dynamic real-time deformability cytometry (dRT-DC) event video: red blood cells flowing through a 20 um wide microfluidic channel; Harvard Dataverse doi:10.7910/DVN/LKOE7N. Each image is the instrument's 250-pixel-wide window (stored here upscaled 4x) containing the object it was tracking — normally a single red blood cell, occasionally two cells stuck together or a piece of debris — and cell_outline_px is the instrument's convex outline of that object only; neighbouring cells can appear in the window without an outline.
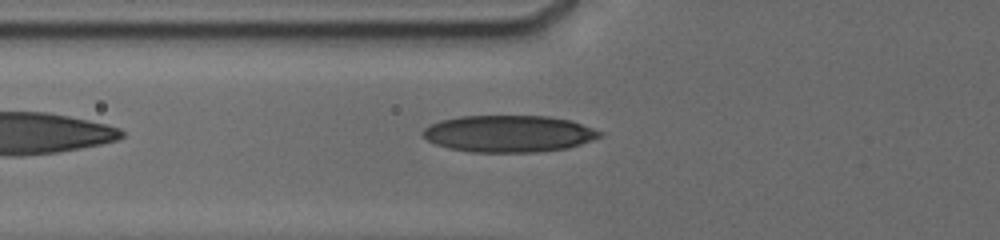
{"species": "human", "species_latin": "Homo sapiens", "temperature_condition": "cold", "stored_images_in_passage": 38, "camera_frame_rate_fps": 3000, "um_per_image_px": 0.085, "donor": {"sex": "male"}, "frame": {"image": 1, "passage_image": 3, "time_ms": 0.333, "image_size_px": [1000, 240], "cell_outline_px": [[604, 136], [580, 144], [564, 148], [540, 152], [472, 152], [448, 148], [436, 144], [428, 140], [420, 132], [428, 124], [440, 120], [460, 116], [548, 116], [572, 120], [604, 132]], "centroid_in_image_um": [43.25, 11.36], "position_along_channel_um": 82.6, "area_um2": 38.21}}
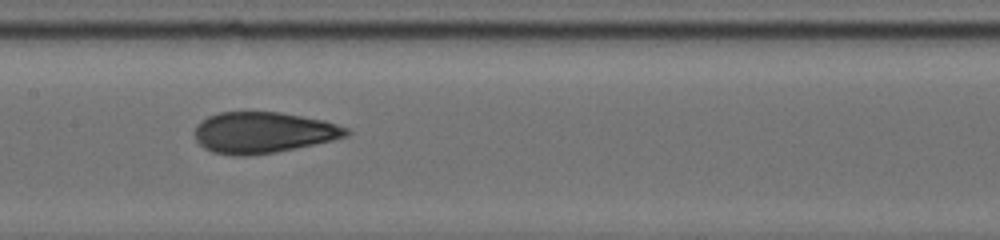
{"frame": {"image": 2, "passage_image": 15, "time_ms": 3.0, "image_size_px": [1000, 240], "cell_outline_px": [[352, 132], [348, 136], [332, 140], [296, 148], [276, 152], [248, 156], [236, 156], [212, 152], [204, 148], [196, 140], [196, 124], [200, 120], [208, 116], [220, 112], [280, 112], [324, 120], [348, 128]], "centroid_in_image_um": [22.38, 11.27], "position_along_channel_um": 185.0, "area_um2": 36.41}}
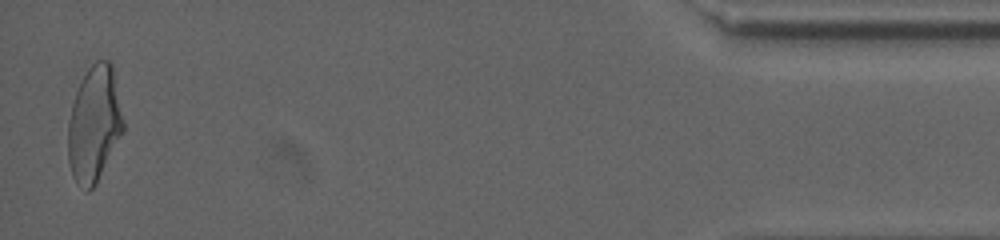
{"frame": {"image": 3, "passage_image": 38, "time_ms": 11.333, "image_size_px": [1000, 240], "cell_outline_px": [[124, 132], [96, 184], [88, 192], [76, 184], [68, 160], [68, 120], [72, 104], [76, 92], [88, 68], [96, 60], [108, 60], [112, 64], [124, 120]], "centroid_in_image_um": [8.02, 10.57], "position_along_channel_um": 427.2, "area_um2": 37.4}, "authors_computed_cell_mechanics": {"area_um2": 36.6452, "velocity_mm_per_s": 3.8146, "shape_relaxation_time_tau1_ms": 5.6934, "shape_relaxation_time_tau2_ms": 1.3923, "deformation_change_tau1": 0.1888, "deformation_change_tau2": 0.0812}}